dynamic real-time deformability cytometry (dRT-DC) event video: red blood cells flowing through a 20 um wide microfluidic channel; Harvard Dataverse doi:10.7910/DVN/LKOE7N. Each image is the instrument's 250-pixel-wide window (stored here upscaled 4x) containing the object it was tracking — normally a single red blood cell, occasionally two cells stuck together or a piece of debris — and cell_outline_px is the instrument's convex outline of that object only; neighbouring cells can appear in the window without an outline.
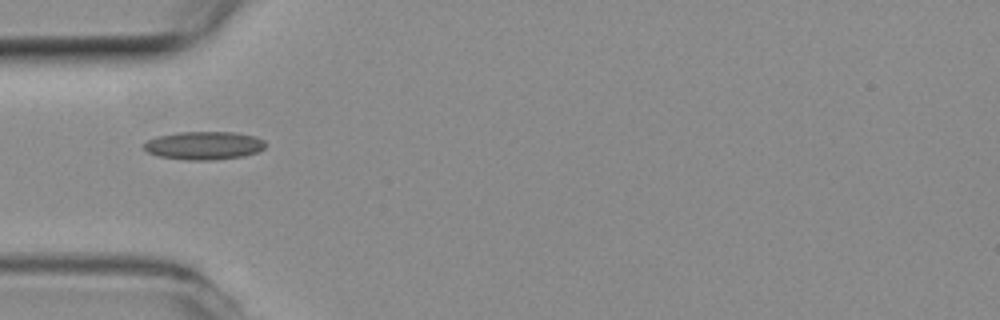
{"species": "common noctule bat (a hibernating species)", "species_latin": "Nyctalus noctula", "temperature_condition": "room temperature", "stored_images_in_passage": 38, "camera_frame_rate_fps": 3000, "um_per_image_px": 0.085, "animal": {"sex": "female", "body_mass_g": 19.3, "forearm_length_mm": 54.1}, "frame": {"image": 1, "passage_image": 1, "time_ms": 0.0, "image_size_px": [1000, 320], "cell_outline_px": [[268, 144], [264, 148], [256, 152], [244, 156], [216, 160], [184, 160], [160, 156], [148, 152], [144, 148], [144, 144], [148, 140], [156, 136], [180, 132], [232, 132], [256, 136], [264, 140]], "centroid_in_image_um": [17.37, 12.37], "position_along_channel_um": 67.6, "area_um2": 20.06}}
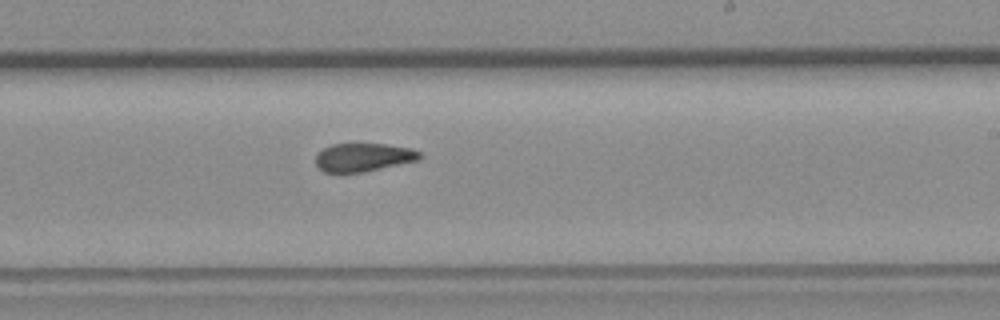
{"frame": {"image": 2, "passage_image": 16, "time_ms": 5.0, "image_size_px": [1000, 320], "cell_outline_px": [[420, 160], [364, 172], [324, 172], [316, 164], [316, 156], [324, 148], [332, 144], [388, 144], [412, 148], [420, 152]], "centroid_in_image_um": [30.92, 13.37], "position_along_channel_um": 258.1, "area_um2": 17.11}}
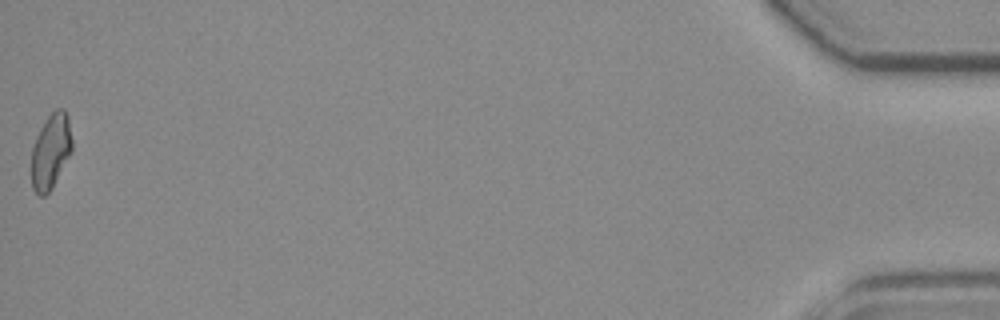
{"frame": {"image": 3, "passage_image": 38, "time_ms": 12.333, "image_size_px": [1000, 320], "cell_outline_px": [[72, 152], [52, 188], [44, 196], [40, 196], [32, 188], [32, 148], [36, 136], [40, 128], [48, 116], [56, 108], [64, 108], [68, 116], [72, 140]], "centroid_in_image_um": [4.33, 12.84], "position_along_channel_um": 430.9, "area_um2": 17.8}, "authors_computed_cell_mechanics": {"area_um2": 17.6868, "velocity_mm_per_s": 3.8095, "shape_relaxation_time_tau1_ms": null, "shape_relaxation_time_tau2_ms": 2.0677, "deformation_change_tau1": null, "deformation_change_tau2": 0.0848}}